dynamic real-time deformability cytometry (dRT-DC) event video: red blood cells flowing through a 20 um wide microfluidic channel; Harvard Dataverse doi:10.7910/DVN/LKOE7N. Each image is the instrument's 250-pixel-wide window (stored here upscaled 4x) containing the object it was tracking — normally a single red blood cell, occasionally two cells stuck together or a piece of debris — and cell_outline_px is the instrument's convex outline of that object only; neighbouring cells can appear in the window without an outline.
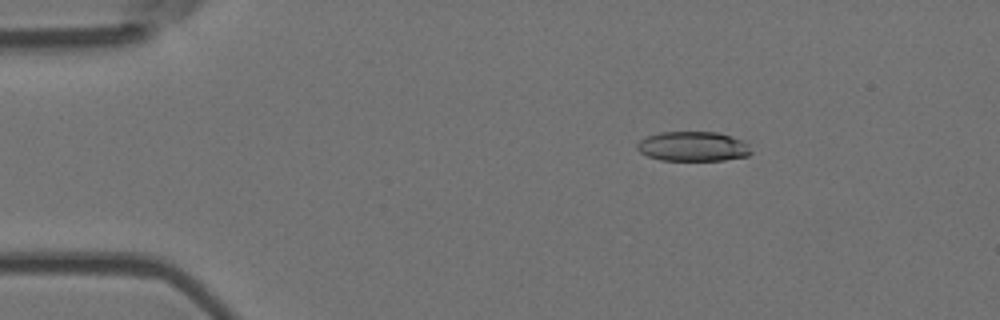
{"species": "Egyptian fruit bat (a non-hibernating species)", "species_latin": "Rousettus aegyptiacus", "temperature_condition": "room temperature", "stored_images_in_passage": 5, "camera_frame_rate_fps": 3000, "um_per_image_px": 0.085, "animal": {"sex": "female"}, "frame": {"image": 1, "passage_image": 3, "time_ms": 0.667, "image_size_px": [1000, 320], "cell_outline_px": [[752, 152], [748, 156], [724, 160], [660, 160], [648, 156], [640, 152], [636, 148], [636, 144], [640, 140], [648, 136], [660, 132], [716, 132], [744, 140], [748, 144]], "centroid_in_image_um": [58.91, 12.45], "position_along_channel_um": 26.1, "area_um2": 19.77}}